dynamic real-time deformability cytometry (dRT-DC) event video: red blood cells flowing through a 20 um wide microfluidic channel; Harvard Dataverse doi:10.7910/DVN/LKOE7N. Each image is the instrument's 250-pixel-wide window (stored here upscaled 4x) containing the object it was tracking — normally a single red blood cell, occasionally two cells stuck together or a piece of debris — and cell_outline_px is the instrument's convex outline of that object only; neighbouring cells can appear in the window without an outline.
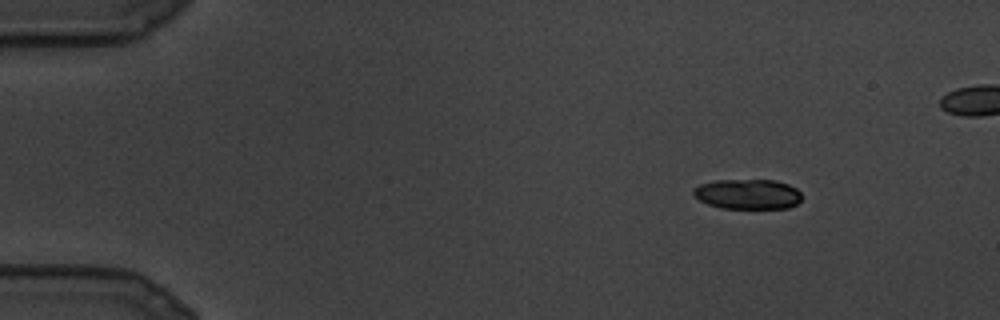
{"species": "common noctule bat (a hibernating species)", "species_latin": "Nyctalus noctula", "temperature_condition": "cold", "stored_images_in_passage": 12, "segment_of_instrument_passage": [1, 2], "camera_frame_rate_fps": 3000, "um_per_image_px": 0.085, "animal": {"sex": "male", "body_mass_g": 19.5, "forearm_length_mm": 54.6}, "frame": {"image": 1, "passage_image": 1, "time_ms": 0.0, "image_size_px": [1000, 320], "cell_outline_px": [[800, 200], [796, 204], [788, 208], [720, 208], [708, 204], [700, 200], [692, 192], [692, 188], [700, 184], [716, 180], [776, 180], [788, 184], [796, 188], [800, 192]], "centroid_in_image_um": [63.55, 16.49], "position_along_channel_um": 21.5, "area_um2": 18.96}}
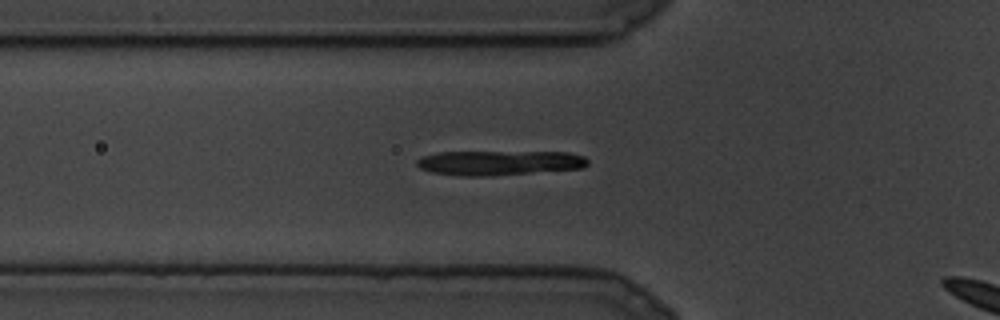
{"frame": {"image": 2, "passage_image": 7, "time_ms": 2.0, "image_size_px": [1000, 320], "cell_outline_px": [[588, 164], [584, 168], [488, 176], [460, 176], [432, 172], [420, 168], [416, 164], [416, 160], [420, 156], [440, 152], [568, 152], [584, 156], [588, 160]], "centroid_in_image_um": [42.43, 13.84], "position_along_channel_um": 83.4, "area_um2": 24.68}}
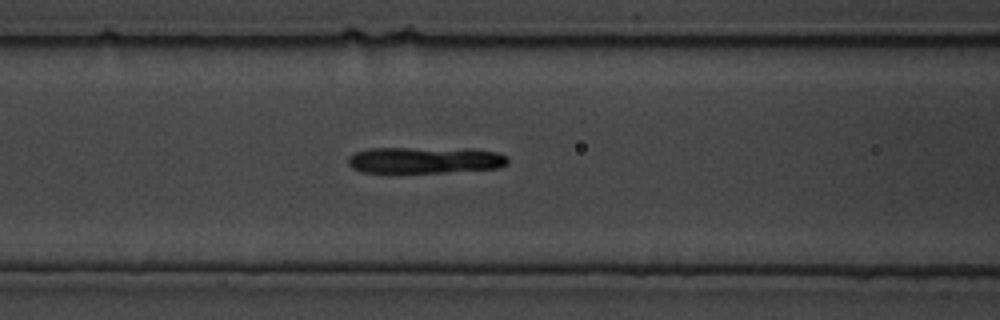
{"frame": {"image": 3, "passage_image": 9, "time_ms": 2.667, "image_size_px": [1000, 320], "cell_outline_px": [[508, 164], [500, 168], [444, 172], [360, 172], [352, 168], [348, 164], [348, 156], [356, 152], [368, 148], [472, 148], [496, 152], [508, 156]], "centroid_in_image_um": [36.14, 13.6], "position_along_channel_um": 130.5, "area_um2": 24.91}}